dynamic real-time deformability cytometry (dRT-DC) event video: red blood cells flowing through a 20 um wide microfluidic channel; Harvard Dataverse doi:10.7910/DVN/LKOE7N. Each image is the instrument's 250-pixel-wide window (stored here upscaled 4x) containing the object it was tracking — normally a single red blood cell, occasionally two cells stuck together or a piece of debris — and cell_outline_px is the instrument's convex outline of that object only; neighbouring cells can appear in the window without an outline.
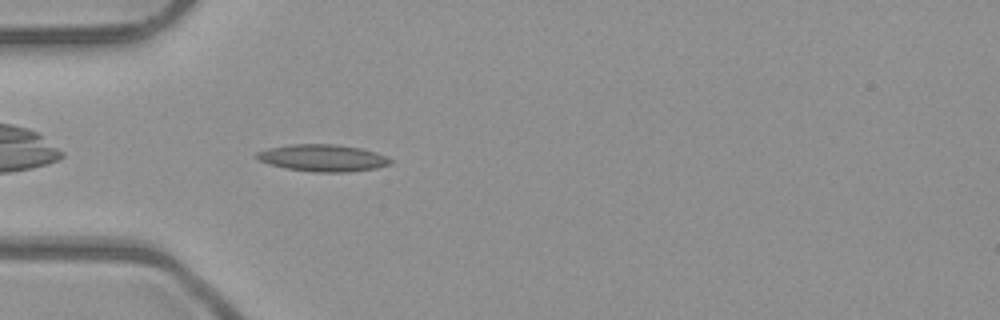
{"species": "common noctule bat (a hibernating species)", "species_latin": "Nyctalus noctula", "temperature_condition": "room temperature", "stored_images_in_passage": 39, "camera_frame_rate_fps": 3000, "um_per_image_px": 0.085, "animal": {"sex": "male", "body_mass_g": 23.1, "forearm_length_mm": 52.7}, "frame": {"image": 1, "passage_image": 3, "time_ms": 0.667, "image_size_px": [1000, 320], "cell_outline_px": [[392, 164], [376, 168], [348, 172], [316, 172], [288, 168], [268, 164], [260, 160], [256, 156], [256, 152], [268, 148], [292, 144], [336, 144], [360, 148], [376, 152], [392, 160]], "centroid_in_image_um": [27.45, 13.42], "position_along_channel_um": 57.6, "area_um2": 20.87}}
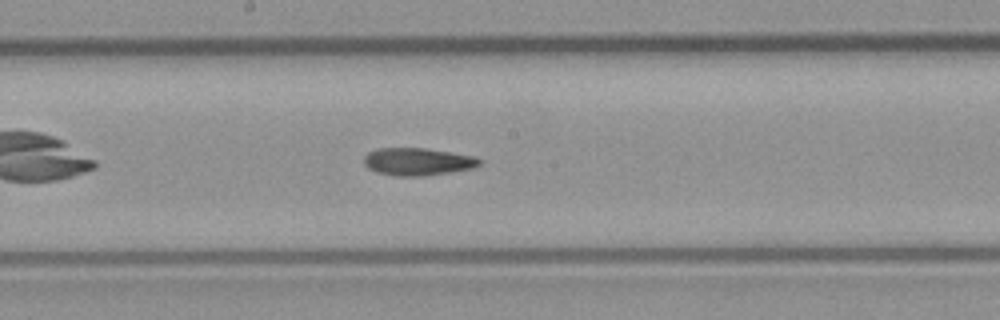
{"frame": {"image": 2, "passage_image": 15, "time_ms": 4.667, "image_size_px": [1000, 320], "cell_outline_px": [[484, 160], [480, 164], [472, 168], [452, 172], [424, 176], [396, 176], [376, 172], [368, 168], [364, 164], [364, 156], [368, 152], [376, 148], [424, 148], [476, 156]], "centroid_in_image_um": [35.51, 13.74], "position_along_channel_um": 212.7, "area_um2": 18.73}}
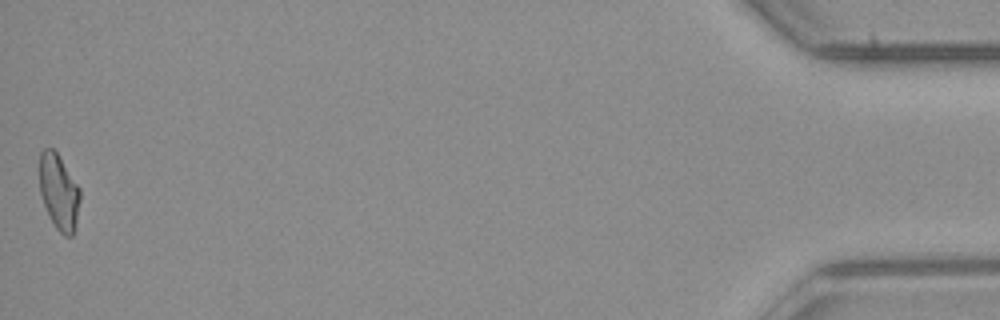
{"frame": {"image": 3, "passage_image": 39, "time_ms": 12.667, "image_size_px": [1000, 320], "cell_outline_px": [[80, 200], [76, 228], [72, 236], [64, 236], [56, 228], [44, 204], [40, 192], [40, 152], [44, 148], [52, 148], [56, 152], [80, 188]], "centroid_in_image_um": [5.03, 16.33], "position_along_channel_um": 430.2, "area_um2": 17.69}, "authors_computed_cell_mechanics": {"area_um2": 18.4382, "velocity_mm_per_s": 3.9879, "shape_relaxation_time_tau1_ms": null, "shape_relaxation_time_tau2_ms": 5.6926, "deformation_change_tau1": null, "deformation_change_tau2": 0.131}}